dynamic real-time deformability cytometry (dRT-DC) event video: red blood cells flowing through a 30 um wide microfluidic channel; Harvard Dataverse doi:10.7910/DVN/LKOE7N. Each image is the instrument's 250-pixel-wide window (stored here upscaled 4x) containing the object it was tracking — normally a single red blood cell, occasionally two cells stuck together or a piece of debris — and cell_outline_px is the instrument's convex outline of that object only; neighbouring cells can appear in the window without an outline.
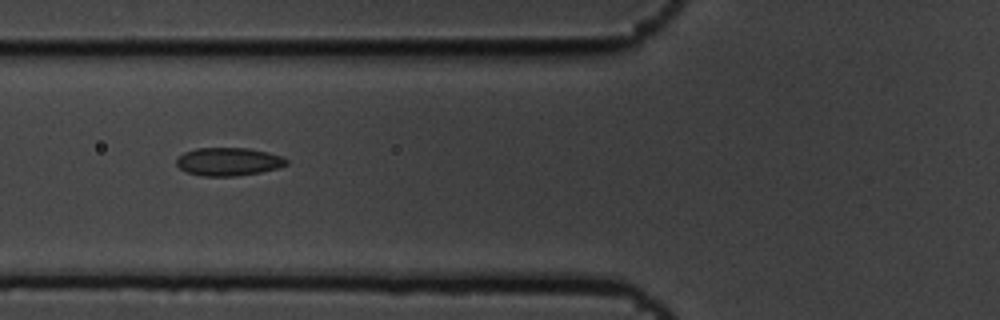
{"species": "common noctule bat (a hibernating species)", "species_latin": "Nyctalus noctula", "temperature_condition": "cold", "stored_images_in_passage": 3, "camera_frame_rate_fps": 3000, "um_per_image_px": 0.085, "animal": {"sex": "male", "body_mass_g": 19.5, "forearm_length_mm": 54.6}, "frame": {"image": 1, "passage_image": 2, "time_ms": 0.333, "image_size_px": [1000, 320], "cell_outline_px": [[288, 164], [280, 168], [260, 172], [236, 176], [204, 176], [184, 172], [176, 164], [176, 160], [184, 152], [196, 148], [248, 148], [268, 152], [280, 156], [288, 160]], "centroid_in_image_um": [19.42, 13.74], "position_along_channel_um": 106.4, "area_um2": 18.09}}
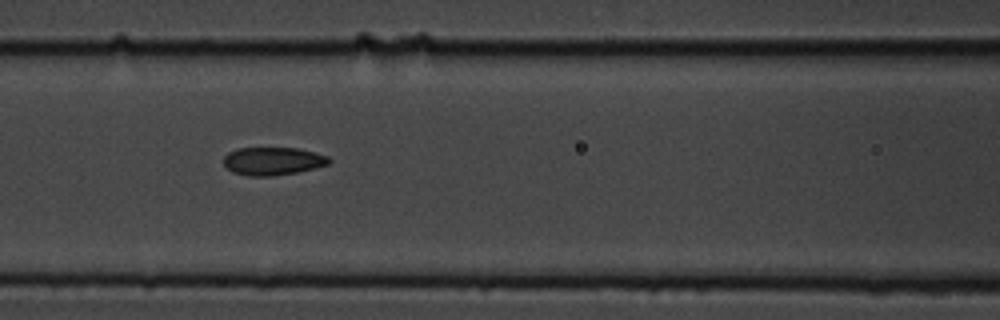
{"frame": {"image": 2, "passage_image": 3, "time_ms": 0.667, "image_size_px": [1000, 320], "cell_outline_px": [[332, 160], [328, 164], [296, 172], [272, 176], [248, 176], [232, 172], [224, 164], [224, 156], [228, 152], [236, 148], [296, 148], [328, 156]], "centroid_in_image_um": [23.15, 13.69], "position_along_channel_um": 143.5, "area_um2": 17.05}}